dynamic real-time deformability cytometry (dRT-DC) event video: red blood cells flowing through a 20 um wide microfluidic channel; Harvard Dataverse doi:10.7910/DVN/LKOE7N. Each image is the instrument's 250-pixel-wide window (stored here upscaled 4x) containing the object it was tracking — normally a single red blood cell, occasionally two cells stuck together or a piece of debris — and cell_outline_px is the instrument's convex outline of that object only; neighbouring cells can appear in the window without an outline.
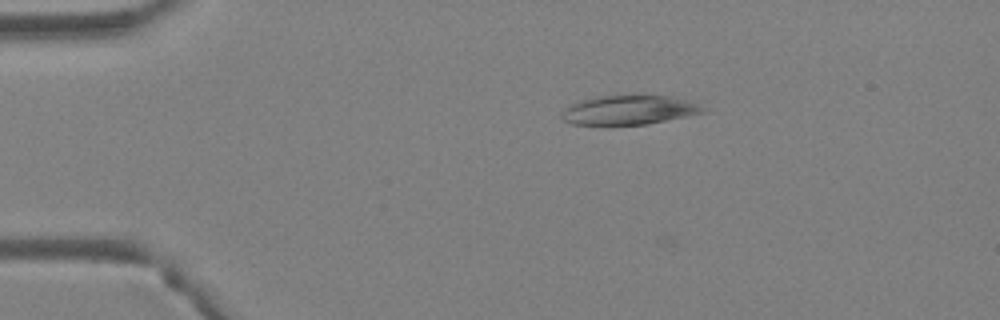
{"species": "Egyptian fruit bat (a non-hibernating species)", "species_latin": "Rousettus aegyptiacus", "temperature_condition": "warm", "stored_images_in_passage": 4, "camera_frame_rate_fps": 3000, "um_per_image_px": 0.085, "animal": {"sex": "female"}, "frame": {"image": 1, "passage_image": 3, "time_ms": 0.667, "image_size_px": [1000, 320], "cell_outline_px": [[708, 112], [644, 124], [572, 124], [564, 120], [560, 116], [564, 108], [580, 100], [596, 96], [672, 96], [704, 108]], "centroid_in_image_um": [53.4, 9.35], "position_along_channel_um": 31.6, "area_um2": 23.47}}